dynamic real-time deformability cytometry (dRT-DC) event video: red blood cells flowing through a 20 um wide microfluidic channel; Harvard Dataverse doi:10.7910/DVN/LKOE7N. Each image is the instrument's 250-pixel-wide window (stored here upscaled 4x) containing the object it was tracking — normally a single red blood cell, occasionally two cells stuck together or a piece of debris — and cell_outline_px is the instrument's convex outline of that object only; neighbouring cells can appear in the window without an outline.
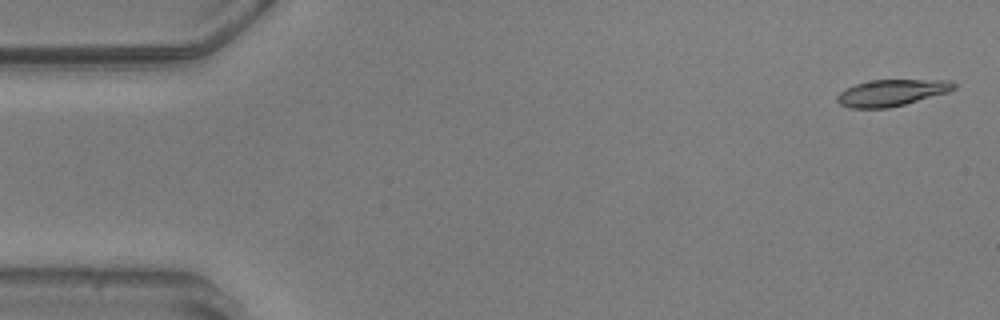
{"species": "common noctule bat (a hibernating species)", "species_latin": "Nyctalus noctula", "temperature_condition": "warm", "stored_images_in_passage": 3, "camera_frame_rate_fps": 3000, "um_per_image_px": 0.085, "animal": {"sex": "male", "body_mass_g": 20.5, "forearm_length_mm": 52.5}, "frame": {"image": 1, "passage_image": 1, "time_ms": 0.0, "image_size_px": [1000, 320], "cell_outline_px": [[956, 88], [948, 92], [904, 104], [888, 108], [852, 108], [840, 104], [836, 100], [836, 96], [840, 92], [856, 84], [872, 80], [952, 80], [956, 84]], "centroid_in_image_um": [75.8, 7.88], "position_along_channel_um": 9.2, "area_um2": 17.86}}